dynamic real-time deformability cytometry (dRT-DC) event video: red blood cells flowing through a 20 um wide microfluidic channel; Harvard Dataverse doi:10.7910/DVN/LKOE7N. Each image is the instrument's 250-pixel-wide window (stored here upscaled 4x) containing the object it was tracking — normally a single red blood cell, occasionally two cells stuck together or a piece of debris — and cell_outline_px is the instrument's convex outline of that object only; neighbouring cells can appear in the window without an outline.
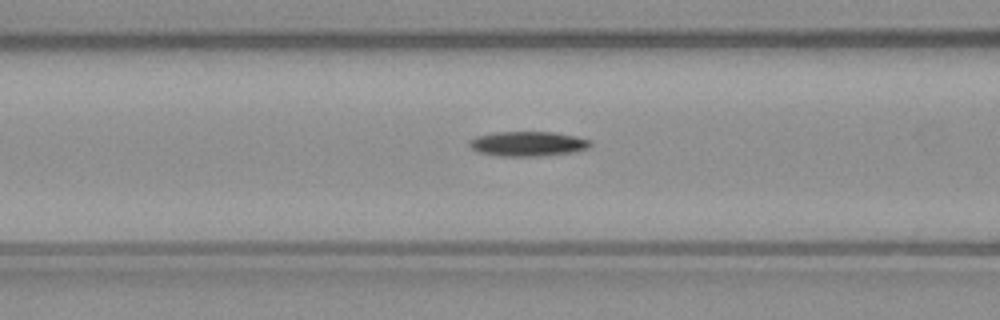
{"species": "common noctule bat (a hibernating species)", "species_latin": "Nyctalus noctula", "temperature_condition": "warm", "stored_images_in_passage": 35, "camera_frame_rate_fps": 3000, "um_per_image_px": 0.085, "animal": {"sex": "male", "body_mass_g": 23.1, "forearm_length_mm": 52.7}, "frame": {"image": 1, "passage_image": 16, "time_ms": 5.0, "image_size_px": [1000, 320], "cell_outline_px": [[592, 144], [588, 148], [572, 152], [536, 156], [500, 156], [476, 152], [468, 144], [468, 140], [476, 136], [496, 132], [556, 132], [576, 136], [592, 140]], "centroid_in_image_um": [44.85, 12.21], "position_along_channel_um": 121.7, "area_um2": 17.57}}